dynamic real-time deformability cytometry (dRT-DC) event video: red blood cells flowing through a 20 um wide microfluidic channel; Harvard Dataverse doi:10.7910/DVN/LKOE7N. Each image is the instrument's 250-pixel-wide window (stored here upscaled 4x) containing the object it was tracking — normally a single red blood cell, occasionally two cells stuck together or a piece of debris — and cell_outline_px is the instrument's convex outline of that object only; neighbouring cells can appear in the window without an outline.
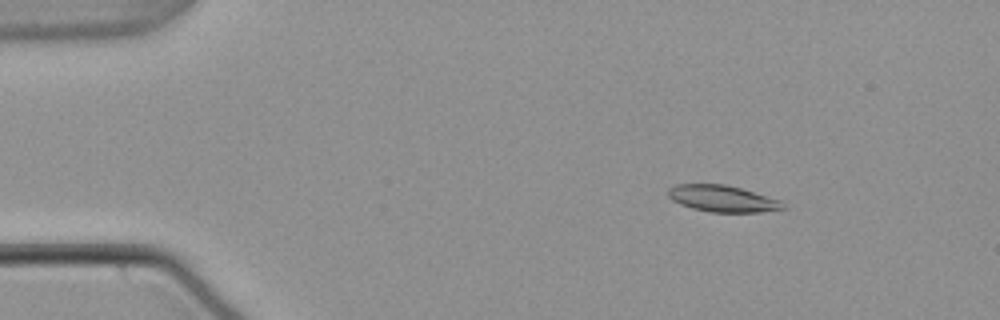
{"species": "common noctule bat (a hibernating species)", "species_latin": "Nyctalus noctula", "temperature_condition": "warm", "stored_images_in_passage": 50, "camera_frame_rate_fps": 3000, "um_per_image_px": 0.085, "animal": {"sex": "male", "body_mass_g": 21.5, "forearm_length_mm": 52.0}, "frame": {"image": 1, "passage_image": 3, "time_ms": 0.667, "image_size_px": [1000, 320], "cell_outline_px": [[788, 208], [760, 212], [712, 212], [692, 208], [680, 204], [672, 200], [668, 196], [668, 188], [676, 184], [724, 184], [740, 188], [784, 200]], "centroid_in_image_um": [61.47, 16.88], "position_along_channel_um": 23.5, "area_um2": 17.98}}
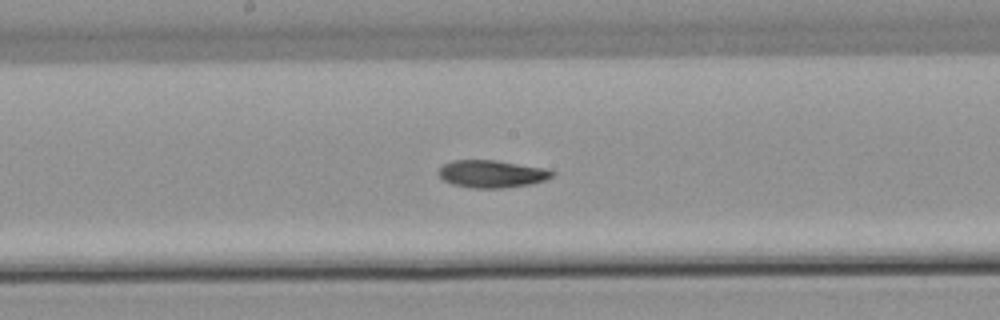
{"frame": {"image": 2, "passage_image": 24, "time_ms": 7.667, "image_size_px": [1000, 320], "cell_outline_px": [[556, 172], [552, 176], [544, 180], [532, 184], [504, 188], [472, 188], [452, 184], [444, 180], [436, 172], [444, 164], [452, 160], [496, 160], [544, 168]], "centroid_in_image_um": [41.79, 14.78], "position_along_channel_um": 206.4, "area_um2": 18.21}}
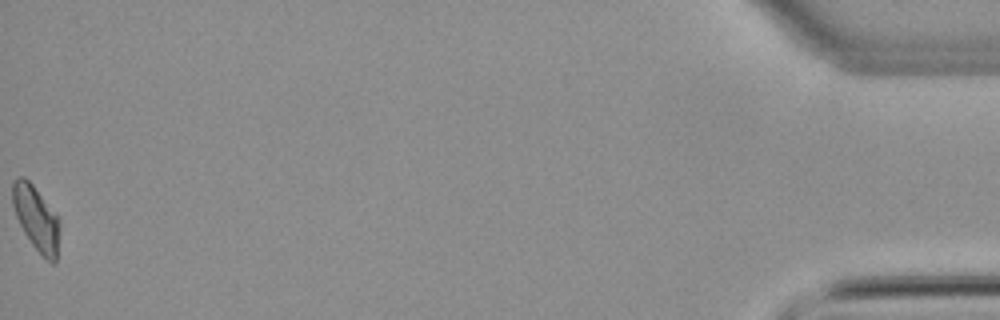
{"frame": {"image": 3, "passage_image": 50, "time_ms": 16.333, "image_size_px": [1000, 320], "cell_outline_px": [[60, 228], [56, 260], [52, 264], [32, 244], [24, 232], [16, 216], [12, 204], [12, 180], [20, 176], [24, 176], [32, 184], [60, 220]], "centroid_in_image_um": [3.06, 18.53], "position_along_channel_um": 432.1, "area_um2": 17.46}, "authors_computed_cell_mechanics": {"area_um2": 18.0625, "velocity_mm_per_s": 3.7787, "shape_relaxation_time_tau1_ms": 8.5214, "shape_relaxation_time_tau2_ms": 8.2392, "deformation_change_tau1": 0.179, "deformation_change_tau2": 0.1298}}